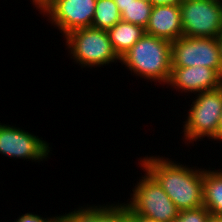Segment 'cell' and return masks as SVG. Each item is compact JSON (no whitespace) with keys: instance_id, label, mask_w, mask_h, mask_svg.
<instances>
[{"instance_id":"obj_25","label":"cell","mask_w":222,"mask_h":222,"mask_svg":"<svg viewBox=\"0 0 222 222\" xmlns=\"http://www.w3.org/2000/svg\"><path fill=\"white\" fill-rule=\"evenodd\" d=\"M44 0H32V4L37 8Z\"/></svg>"},{"instance_id":"obj_17","label":"cell","mask_w":222,"mask_h":222,"mask_svg":"<svg viewBox=\"0 0 222 222\" xmlns=\"http://www.w3.org/2000/svg\"><path fill=\"white\" fill-rule=\"evenodd\" d=\"M211 213L202 206L194 209L180 210L175 222H208Z\"/></svg>"},{"instance_id":"obj_12","label":"cell","mask_w":222,"mask_h":222,"mask_svg":"<svg viewBox=\"0 0 222 222\" xmlns=\"http://www.w3.org/2000/svg\"><path fill=\"white\" fill-rule=\"evenodd\" d=\"M64 222H131L125 203L80 206L64 214Z\"/></svg>"},{"instance_id":"obj_18","label":"cell","mask_w":222,"mask_h":222,"mask_svg":"<svg viewBox=\"0 0 222 222\" xmlns=\"http://www.w3.org/2000/svg\"><path fill=\"white\" fill-rule=\"evenodd\" d=\"M13 222H64V215L43 218V216H39L38 214L26 213L19 216L16 221Z\"/></svg>"},{"instance_id":"obj_16","label":"cell","mask_w":222,"mask_h":222,"mask_svg":"<svg viewBox=\"0 0 222 222\" xmlns=\"http://www.w3.org/2000/svg\"><path fill=\"white\" fill-rule=\"evenodd\" d=\"M121 13V20L143 27H147L152 11V4L142 0H133L127 6H117Z\"/></svg>"},{"instance_id":"obj_10","label":"cell","mask_w":222,"mask_h":222,"mask_svg":"<svg viewBox=\"0 0 222 222\" xmlns=\"http://www.w3.org/2000/svg\"><path fill=\"white\" fill-rule=\"evenodd\" d=\"M168 86L181 93L196 95L222 86V75L205 66L171 67Z\"/></svg>"},{"instance_id":"obj_3","label":"cell","mask_w":222,"mask_h":222,"mask_svg":"<svg viewBox=\"0 0 222 222\" xmlns=\"http://www.w3.org/2000/svg\"><path fill=\"white\" fill-rule=\"evenodd\" d=\"M70 58L82 68L103 67L110 63H120L114 51L107 30L86 27L73 30L65 35Z\"/></svg>"},{"instance_id":"obj_2","label":"cell","mask_w":222,"mask_h":222,"mask_svg":"<svg viewBox=\"0 0 222 222\" xmlns=\"http://www.w3.org/2000/svg\"><path fill=\"white\" fill-rule=\"evenodd\" d=\"M134 76L167 84L172 67L171 42L144 34L121 58Z\"/></svg>"},{"instance_id":"obj_4","label":"cell","mask_w":222,"mask_h":222,"mask_svg":"<svg viewBox=\"0 0 222 222\" xmlns=\"http://www.w3.org/2000/svg\"><path fill=\"white\" fill-rule=\"evenodd\" d=\"M183 125L185 143H193L207 137L218 140V129L222 115V86L196 94ZM198 140V141H197ZM189 142V143H188Z\"/></svg>"},{"instance_id":"obj_21","label":"cell","mask_w":222,"mask_h":222,"mask_svg":"<svg viewBox=\"0 0 222 222\" xmlns=\"http://www.w3.org/2000/svg\"><path fill=\"white\" fill-rule=\"evenodd\" d=\"M117 6H127L129 5L133 0H114Z\"/></svg>"},{"instance_id":"obj_6","label":"cell","mask_w":222,"mask_h":222,"mask_svg":"<svg viewBox=\"0 0 222 222\" xmlns=\"http://www.w3.org/2000/svg\"><path fill=\"white\" fill-rule=\"evenodd\" d=\"M180 13L184 37L217 38L222 32L220 0H183Z\"/></svg>"},{"instance_id":"obj_5","label":"cell","mask_w":222,"mask_h":222,"mask_svg":"<svg viewBox=\"0 0 222 222\" xmlns=\"http://www.w3.org/2000/svg\"><path fill=\"white\" fill-rule=\"evenodd\" d=\"M137 181L127 201L129 214H137L158 222H175L179 209L158 182L146 171ZM129 202V203H128Z\"/></svg>"},{"instance_id":"obj_9","label":"cell","mask_w":222,"mask_h":222,"mask_svg":"<svg viewBox=\"0 0 222 222\" xmlns=\"http://www.w3.org/2000/svg\"><path fill=\"white\" fill-rule=\"evenodd\" d=\"M42 139L20 127L0 123V154L10 159H30L35 163L47 161L51 147Z\"/></svg>"},{"instance_id":"obj_14","label":"cell","mask_w":222,"mask_h":222,"mask_svg":"<svg viewBox=\"0 0 222 222\" xmlns=\"http://www.w3.org/2000/svg\"><path fill=\"white\" fill-rule=\"evenodd\" d=\"M112 47L121 58L146 32L141 26L120 20L107 30Z\"/></svg>"},{"instance_id":"obj_7","label":"cell","mask_w":222,"mask_h":222,"mask_svg":"<svg viewBox=\"0 0 222 222\" xmlns=\"http://www.w3.org/2000/svg\"><path fill=\"white\" fill-rule=\"evenodd\" d=\"M96 1L44 0L36 9L65 36L73 30L92 27Z\"/></svg>"},{"instance_id":"obj_19","label":"cell","mask_w":222,"mask_h":222,"mask_svg":"<svg viewBox=\"0 0 222 222\" xmlns=\"http://www.w3.org/2000/svg\"><path fill=\"white\" fill-rule=\"evenodd\" d=\"M183 0H151L152 6L160 5H180Z\"/></svg>"},{"instance_id":"obj_8","label":"cell","mask_w":222,"mask_h":222,"mask_svg":"<svg viewBox=\"0 0 222 222\" xmlns=\"http://www.w3.org/2000/svg\"><path fill=\"white\" fill-rule=\"evenodd\" d=\"M172 67L205 66L222 75L217 38L184 37L171 42Z\"/></svg>"},{"instance_id":"obj_11","label":"cell","mask_w":222,"mask_h":222,"mask_svg":"<svg viewBox=\"0 0 222 222\" xmlns=\"http://www.w3.org/2000/svg\"><path fill=\"white\" fill-rule=\"evenodd\" d=\"M145 32L170 42L183 36L180 5L153 6Z\"/></svg>"},{"instance_id":"obj_22","label":"cell","mask_w":222,"mask_h":222,"mask_svg":"<svg viewBox=\"0 0 222 222\" xmlns=\"http://www.w3.org/2000/svg\"><path fill=\"white\" fill-rule=\"evenodd\" d=\"M217 39H218V45H219V49H220V59H221V66H222V32L217 37Z\"/></svg>"},{"instance_id":"obj_24","label":"cell","mask_w":222,"mask_h":222,"mask_svg":"<svg viewBox=\"0 0 222 222\" xmlns=\"http://www.w3.org/2000/svg\"><path fill=\"white\" fill-rule=\"evenodd\" d=\"M208 222H222V217H217V216L211 215Z\"/></svg>"},{"instance_id":"obj_13","label":"cell","mask_w":222,"mask_h":222,"mask_svg":"<svg viewBox=\"0 0 222 222\" xmlns=\"http://www.w3.org/2000/svg\"><path fill=\"white\" fill-rule=\"evenodd\" d=\"M203 206L211 215L222 217V170L203 168Z\"/></svg>"},{"instance_id":"obj_20","label":"cell","mask_w":222,"mask_h":222,"mask_svg":"<svg viewBox=\"0 0 222 222\" xmlns=\"http://www.w3.org/2000/svg\"><path fill=\"white\" fill-rule=\"evenodd\" d=\"M129 216H130L131 222H158L153 219H150V218H147L144 216H140L137 214H129Z\"/></svg>"},{"instance_id":"obj_15","label":"cell","mask_w":222,"mask_h":222,"mask_svg":"<svg viewBox=\"0 0 222 222\" xmlns=\"http://www.w3.org/2000/svg\"><path fill=\"white\" fill-rule=\"evenodd\" d=\"M121 20V13L114 0H97L92 27L102 30L112 28Z\"/></svg>"},{"instance_id":"obj_1","label":"cell","mask_w":222,"mask_h":222,"mask_svg":"<svg viewBox=\"0 0 222 222\" xmlns=\"http://www.w3.org/2000/svg\"><path fill=\"white\" fill-rule=\"evenodd\" d=\"M161 156L140 158L146 170L163 188L179 210L203 206V169L180 165ZM193 168V169H192Z\"/></svg>"},{"instance_id":"obj_23","label":"cell","mask_w":222,"mask_h":222,"mask_svg":"<svg viewBox=\"0 0 222 222\" xmlns=\"http://www.w3.org/2000/svg\"><path fill=\"white\" fill-rule=\"evenodd\" d=\"M218 141H222V115L220 118L219 129H218Z\"/></svg>"}]
</instances>
